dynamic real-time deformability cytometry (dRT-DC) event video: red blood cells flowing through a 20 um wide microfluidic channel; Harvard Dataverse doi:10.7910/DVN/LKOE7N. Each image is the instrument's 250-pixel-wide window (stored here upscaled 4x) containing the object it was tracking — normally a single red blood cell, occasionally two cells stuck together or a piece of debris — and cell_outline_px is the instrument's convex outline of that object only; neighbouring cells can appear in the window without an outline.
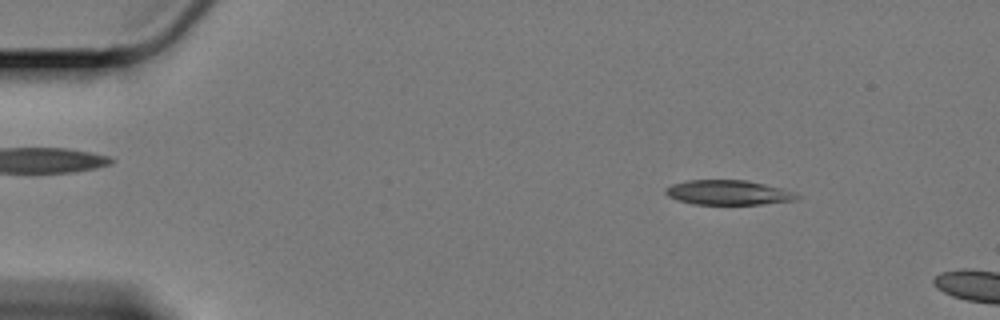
{"species": "Egyptian fruit bat (a non-hibernating species)", "species_latin": "Rousettus aegyptiacus", "temperature_condition": "cold", "stored_images_in_passage": 11, "camera_frame_rate_fps": 3000, "um_per_image_px": 0.085, "animal": {"sex": "female"}, "frame": {"image": 1, "passage_image": 7, "time_ms": 2.0, "image_size_px": [1000, 320], "cell_outline_px": [[800, 196], [796, 200], [760, 204], [692, 204], [676, 200], [668, 196], [664, 192], [664, 188], [672, 184], [688, 180], [744, 180], [764, 184], [780, 188]], "centroid_in_image_um": [61.81, 16.37], "position_along_channel_um": 23.2, "area_um2": 18.73}}